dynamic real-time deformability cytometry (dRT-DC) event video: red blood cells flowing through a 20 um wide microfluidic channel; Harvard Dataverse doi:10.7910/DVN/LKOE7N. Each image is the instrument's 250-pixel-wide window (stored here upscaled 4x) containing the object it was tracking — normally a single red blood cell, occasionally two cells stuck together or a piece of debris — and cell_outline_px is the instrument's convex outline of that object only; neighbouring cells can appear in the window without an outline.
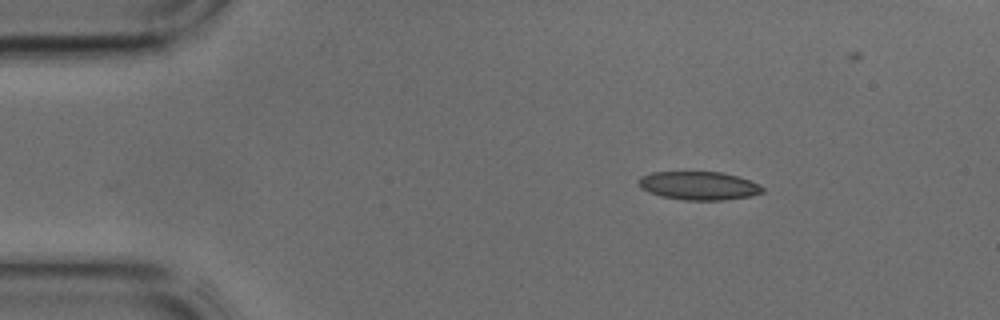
{"species": "common noctule bat (a hibernating species)", "species_latin": "Nyctalus noctula", "temperature_condition": "cold", "stored_images_in_passage": 29, "camera_frame_rate_fps": 3000, "um_per_image_px": 0.085, "animal": {"sex": "male", "body_mass_g": 17.9, "forearm_length_mm": 54.2}, "frame": {"image": 1, "passage_image": 1, "time_ms": 0.0, "image_size_px": [1000, 320], "cell_outline_px": [[764, 192], [752, 196], [724, 200], [684, 200], [660, 196], [648, 192], [640, 188], [640, 176], [652, 172], [724, 172], [760, 184], [764, 188]], "centroid_in_image_um": [59.42, 15.79], "position_along_channel_um": 25.6, "area_um2": 20.58}}
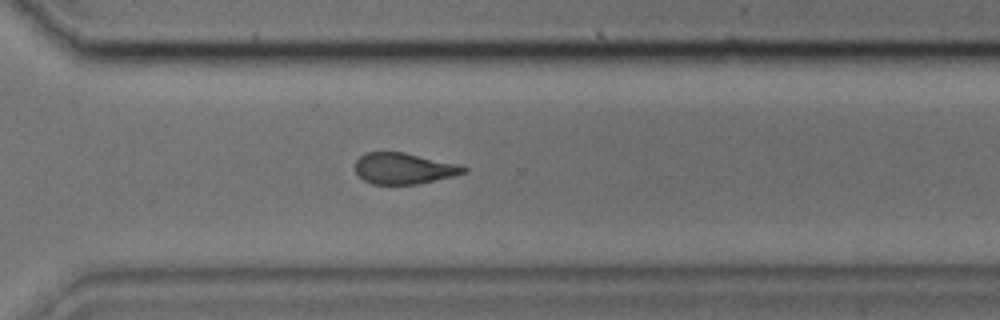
{"frame": {"image": 2, "passage_image": 25, "time_ms": 8.0, "image_size_px": [1000, 320], "cell_outline_px": [[468, 172], [452, 176], [416, 184], [372, 184], [364, 180], [356, 172], [356, 160], [360, 156], [368, 152], [404, 152], [464, 164], [468, 168]], "centroid_in_image_um": [34.4, 14.3], "position_along_channel_um": 336.2, "area_um2": 19.83}}
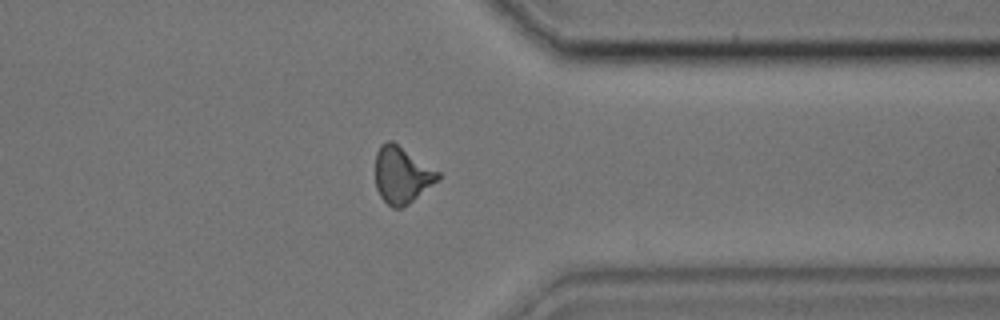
{"frame": {"image": 3, "passage_image": 28, "time_ms": 9.0, "image_size_px": [1000, 320], "cell_outline_px": [[440, 180], [408, 204], [400, 208], [392, 208], [380, 196], [376, 188], [376, 152], [380, 144], [388, 140], [392, 140], [440, 172]], "centroid_in_image_um": [34.16, 14.86], "position_along_channel_um": 377.2, "area_um2": 20.75}}